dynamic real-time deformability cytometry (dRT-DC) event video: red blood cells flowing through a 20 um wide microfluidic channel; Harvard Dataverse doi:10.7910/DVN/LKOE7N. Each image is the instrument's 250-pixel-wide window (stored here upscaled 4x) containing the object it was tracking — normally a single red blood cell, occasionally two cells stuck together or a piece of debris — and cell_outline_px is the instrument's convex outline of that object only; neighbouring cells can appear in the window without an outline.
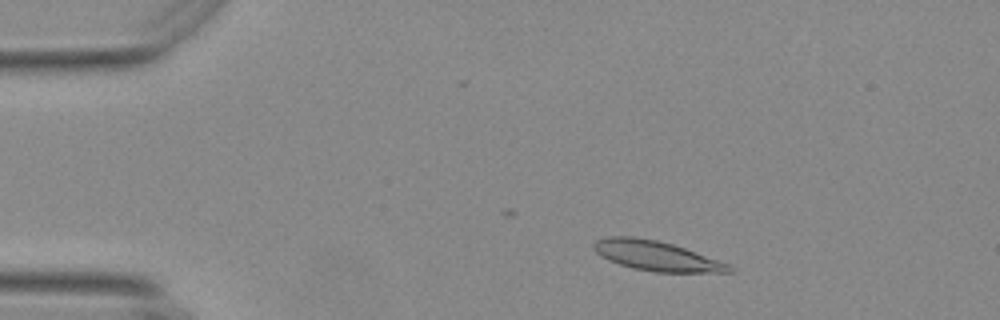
{"species": "Egyptian fruit bat (a non-hibernating species)", "species_latin": "Rousettus aegyptiacus", "temperature_condition": "warm", "stored_images_in_passage": 13, "camera_frame_rate_fps": 3000, "um_per_image_px": 0.085, "animal": {"sex": "female"}, "frame": {"image": 1, "passage_image": 1, "time_ms": 0.0, "image_size_px": [1000, 320], "cell_outline_px": [[732, 272], [656, 272], [632, 268], [608, 260], [596, 252], [592, 248], [592, 244], [596, 240], [612, 236], [632, 236], [656, 240], [672, 244], [684, 248], [728, 264], [732, 268]], "centroid_in_image_um": [55.73, 21.74], "position_along_channel_um": 29.3, "area_um2": 23.12}}
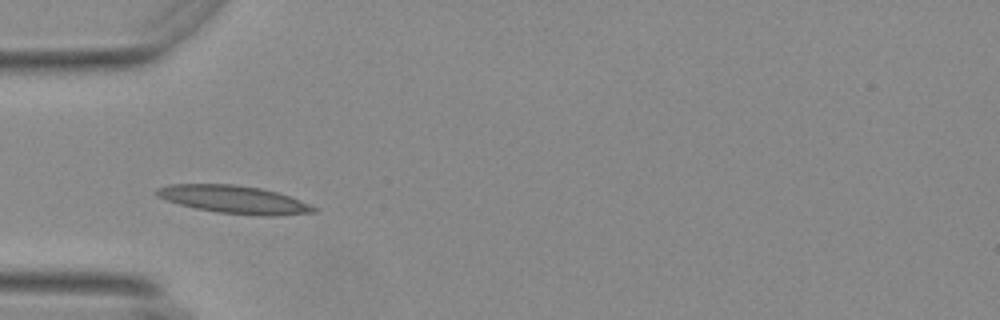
{"frame": {"image": 2, "passage_image": 9, "time_ms": 2.667, "image_size_px": [1000, 320], "cell_outline_px": [[316, 212], [276, 216], [256, 216], [216, 212], [196, 208], [180, 204], [156, 196], [156, 188], [168, 184], [232, 184], [260, 188], [276, 192], [288, 196], [308, 204], [316, 208]], "centroid_in_image_um": [19.87, 16.96], "position_along_channel_um": 65.1, "area_um2": 25.32}}
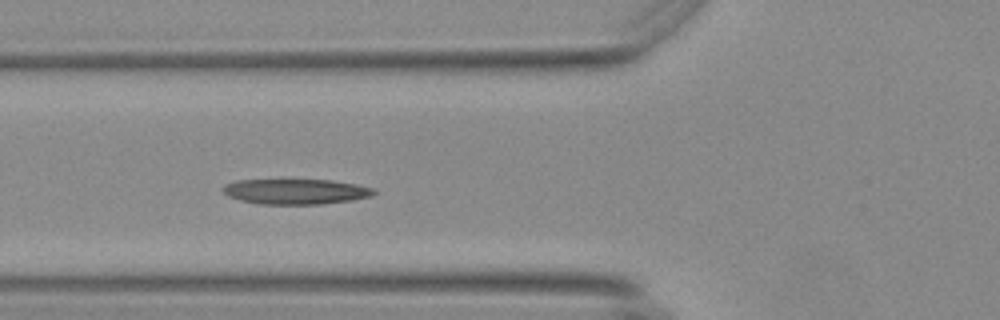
{"frame": {"image": 3, "passage_image": 12, "time_ms": 3.667, "image_size_px": [1000, 320], "cell_outline_px": [[376, 192], [368, 196], [352, 200], [320, 204], [260, 204], [240, 200], [228, 196], [224, 192], [224, 188], [228, 184], [236, 180], [332, 180], [376, 188]], "centroid_in_image_um": [25.16, 16.28], "position_along_channel_um": 100.6, "area_um2": 21.96}}